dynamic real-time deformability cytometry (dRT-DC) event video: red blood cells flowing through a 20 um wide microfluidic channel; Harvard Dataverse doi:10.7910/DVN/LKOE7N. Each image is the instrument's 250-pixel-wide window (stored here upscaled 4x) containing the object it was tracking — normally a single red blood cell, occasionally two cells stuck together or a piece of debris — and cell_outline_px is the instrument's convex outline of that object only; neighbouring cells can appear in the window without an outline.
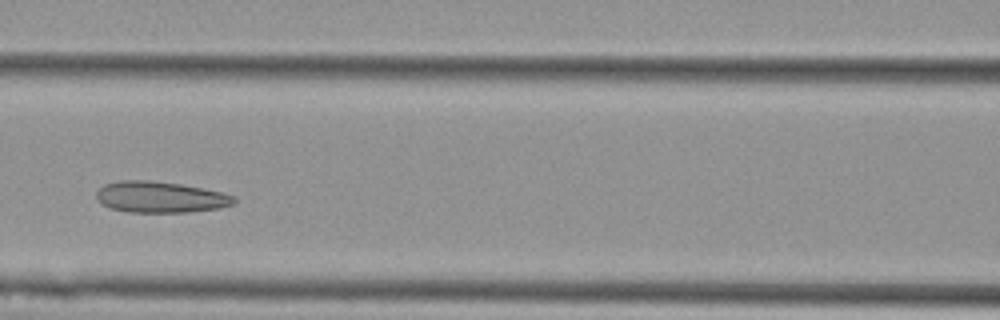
{"species": "Egyptian fruit bat (a non-hibernating species)", "species_latin": "Rousettus aegyptiacus", "temperature_condition": "cold", "stored_images_in_passage": 6, "camera_frame_rate_fps": 3000, "um_per_image_px": 0.085, "animal": {"sex": "female"}, "frame": {"image": 1, "passage_image": 5, "time_ms": 1.333, "image_size_px": [1000, 320], "cell_outline_px": [[236, 204], [220, 208], [188, 212], [128, 212], [108, 208], [100, 204], [96, 200], [96, 192], [104, 184], [120, 180], [148, 180], [180, 184], [220, 192], [236, 196]], "centroid_in_image_um": [13.6, 16.76], "position_along_channel_um": 153.0, "area_um2": 25.2}}
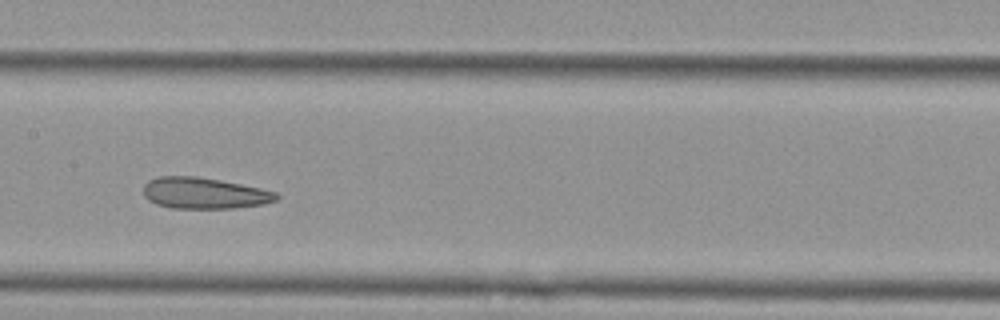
{"frame": {"image": 2, "passage_image": 6, "time_ms": 1.667, "image_size_px": [1000, 320], "cell_outline_px": [[280, 196], [276, 200], [264, 204], [236, 208], [172, 208], [156, 204], [148, 200], [144, 196], [144, 184], [148, 180], [160, 176], [196, 176], [220, 180], [260, 188], [276, 192]], "centroid_in_image_um": [17.35, 16.42], "position_along_channel_um": 190.1, "area_um2": 24.22}}